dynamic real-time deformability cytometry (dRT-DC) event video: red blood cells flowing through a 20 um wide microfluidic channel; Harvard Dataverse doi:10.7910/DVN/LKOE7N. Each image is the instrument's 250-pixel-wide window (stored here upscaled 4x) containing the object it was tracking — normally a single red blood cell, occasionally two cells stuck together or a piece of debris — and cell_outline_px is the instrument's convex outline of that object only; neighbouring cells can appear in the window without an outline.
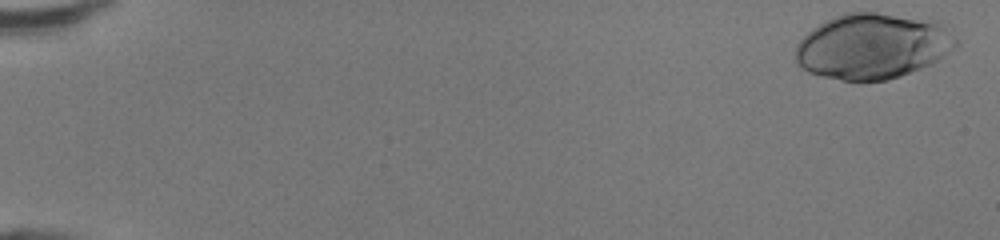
{"species": "human", "species_latin": "Homo sapiens", "temperature_condition": "room temperature", "stored_images_in_passage": 47, "camera_frame_rate_fps": 3000, "um_per_image_px": 0.085, "donor": {"sex": "female"}, "frame": {"image": 1, "passage_image": 1, "time_ms": 0.0, "image_size_px": [1000, 240], "cell_outline_px": [[960, 44], [932, 64], [900, 76], [888, 80], [860, 84], [840, 80], [808, 72], [800, 68], [796, 64], [796, 44], [812, 28], [844, 12], [876, 12], [940, 20], [948, 24], [952, 28]], "centroid_in_image_um": [74.24, 3.93], "position_along_channel_um": 10.8, "area_um2": 62.77}}